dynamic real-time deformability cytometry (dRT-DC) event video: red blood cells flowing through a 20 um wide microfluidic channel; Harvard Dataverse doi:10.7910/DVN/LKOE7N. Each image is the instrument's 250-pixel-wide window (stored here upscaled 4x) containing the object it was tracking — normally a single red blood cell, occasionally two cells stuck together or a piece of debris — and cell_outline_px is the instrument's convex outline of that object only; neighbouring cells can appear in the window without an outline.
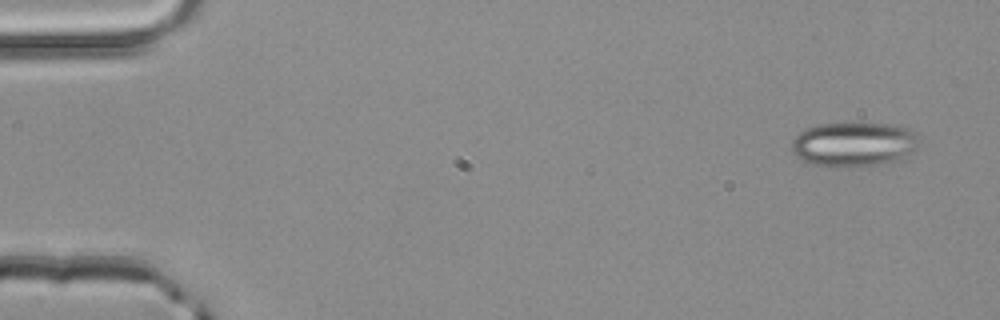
{"species": "common noctule bat (a hibernating species)", "species_latin": "Nyctalus noctula", "temperature_condition": "room temperature", "stored_images_in_passage": 3, "camera_frame_rate_fps": 3000, "um_per_image_px": 0.085, "animal": {"sex": "male", "body_mass_g": 20.4}, "frame": {"image": 1, "passage_image": 1, "time_ms": 0.0, "image_size_px": [1000, 320], "cell_outline_px": [[920, 140], [916, 148], [900, 160], [884, 164], [812, 164], [796, 156], [792, 148], [792, 140], [804, 128], [820, 124], [896, 124], [908, 128], [916, 132]], "centroid_in_image_um": [72.64, 12.22], "position_along_channel_um": 12.4, "area_um2": 32.25}}